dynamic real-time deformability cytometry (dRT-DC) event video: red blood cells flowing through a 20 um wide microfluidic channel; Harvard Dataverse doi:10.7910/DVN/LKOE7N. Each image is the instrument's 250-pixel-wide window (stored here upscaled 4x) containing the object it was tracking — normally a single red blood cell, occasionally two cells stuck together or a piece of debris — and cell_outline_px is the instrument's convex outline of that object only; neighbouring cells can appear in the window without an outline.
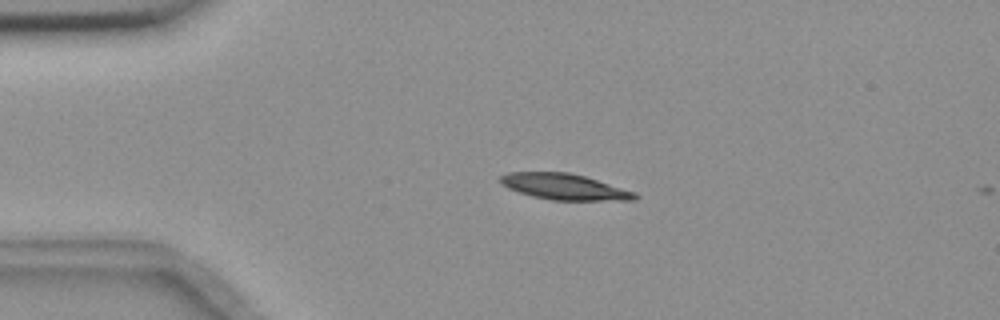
{"species": "common noctule bat (a hibernating species)", "species_latin": "Nyctalus noctula", "temperature_condition": "room temperature", "stored_images_in_passage": 13, "camera_frame_rate_fps": 3000, "um_per_image_px": 0.085, "animal": {"sex": "female", "body_mass_g": 18.4}, "frame": {"image": 1, "passage_image": 12, "time_ms": 3.667, "image_size_px": [1000, 320], "cell_outline_px": [[640, 196], [636, 200], [552, 200], [532, 196], [508, 188], [500, 184], [500, 176], [508, 172], [568, 172], [584, 176], [636, 192]], "centroid_in_image_um": [47.98, 15.87], "position_along_channel_um": 37.0, "area_um2": 20.29}}